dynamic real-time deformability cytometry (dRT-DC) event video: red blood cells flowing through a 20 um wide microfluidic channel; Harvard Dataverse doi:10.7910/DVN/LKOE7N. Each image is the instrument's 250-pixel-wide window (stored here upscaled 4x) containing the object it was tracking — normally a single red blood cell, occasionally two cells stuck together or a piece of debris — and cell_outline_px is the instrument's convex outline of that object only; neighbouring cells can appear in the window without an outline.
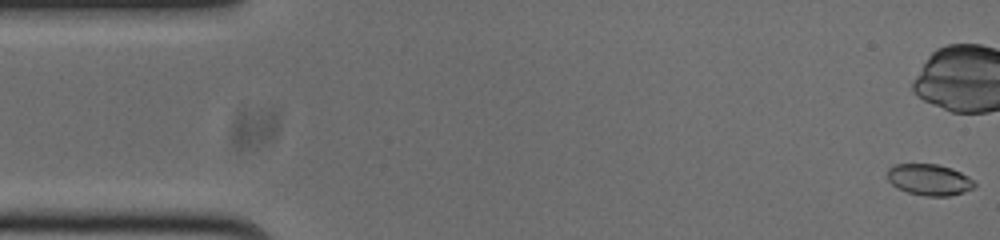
{"species": "common noctule bat (a hibernating species)", "species_latin": "Nyctalus noctula", "temperature_condition": "cold", "stored_images_in_passage": 54, "camera_frame_rate_fps": 3000, "um_per_image_px": 0.085, "animal": {"sex": "male", "body_mass_g": 20.0, "forearm_length_mm": 53.3}, "frame": {"image": 1, "passage_image": 1, "time_ms": 0.0, "image_size_px": [1000, 240], "cell_outline_px": [[976, 184], [972, 188], [964, 192], [948, 196], [924, 196], [908, 192], [896, 188], [888, 180], [888, 168], [896, 164], [936, 164], [952, 168], [968, 176]], "centroid_in_image_um": [78.97, 15.27], "position_along_channel_um": 6.0, "area_um2": 15.84}}
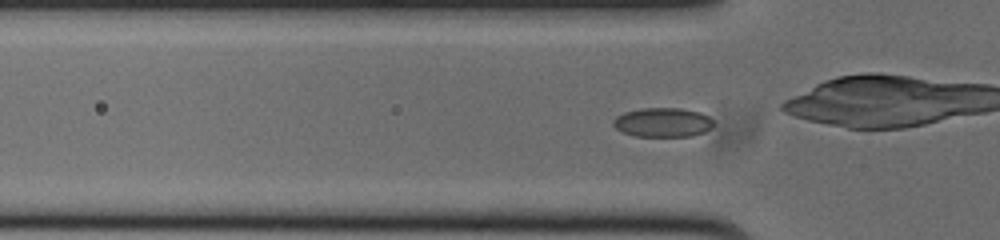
{"frame": {"image": 2, "passage_image": 16, "time_ms": 5.0, "image_size_px": [1000, 240], "cell_outline_px": [[712, 124], [704, 132], [692, 136], [636, 136], [624, 132], [616, 128], [612, 124], [612, 120], [616, 116], [624, 112], [640, 108], [680, 108], [700, 112], [708, 116], [712, 120]], "centroid_in_image_um": [56.29, 10.39], "position_along_channel_um": 69.5, "area_um2": 16.99}, "authors_computed_cell_mechanics": {"area_um2": 16.5308, "velocity_mm_per_s": 3.7678, "shape_relaxation_time_tau1_ms": 6.777, "shape_relaxation_time_tau2_ms": 1.0922, "deformation_change_tau1": 0.1449, "deformation_change_tau2": 0.0355}}